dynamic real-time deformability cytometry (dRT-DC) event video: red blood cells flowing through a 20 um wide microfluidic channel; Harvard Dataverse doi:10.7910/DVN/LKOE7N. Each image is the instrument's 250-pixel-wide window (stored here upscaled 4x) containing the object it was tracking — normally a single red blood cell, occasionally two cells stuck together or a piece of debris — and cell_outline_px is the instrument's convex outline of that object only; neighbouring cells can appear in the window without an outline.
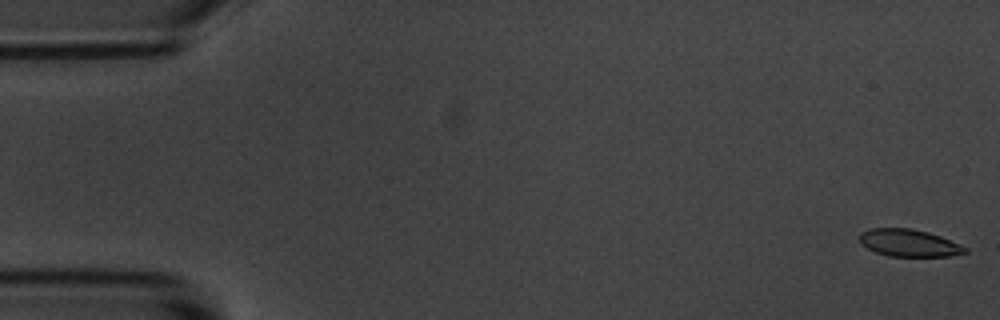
{"species": "common noctule bat (a hibernating species)", "species_latin": "Nyctalus noctula", "temperature_condition": "room temperature", "stored_images_in_passage": 4, "camera_frame_rate_fps": 3000, "um_per_image_px": 0.085, "animal": {"sex": "male", "body_mass_g": 20.1, "forearm_length_mm": 53.5}, "frame": {"image": 1, "passage_image": 1, "time_ms": 0.0, "image_size_px": [1000, 320], "cell_outline_px": [[968, 252], [952, 256], [888, 256], [876, 252], [860, 244], [856, 236], [860, 232], [872, 228], [912, 228], [928, 232], [940, 236], [960, 244], [968, 248]], "centroid_in_image_um": [77.23, 20.64], "position_along_channel_um": 7.8, "area_um2": 16.99}}
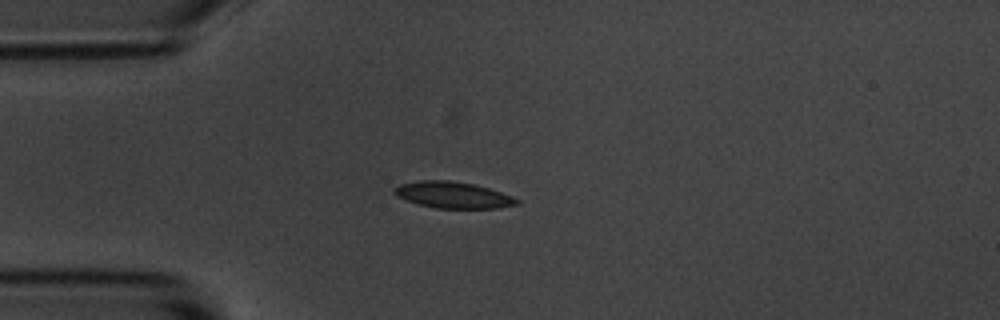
{"frame": {"image": 2, "passage_image": 4, "time_ms": 4.333, "image_size_px": [1000, 320], "cell_outline_px": [[520, 204], [496, 208], [436, 208], [420, 204], [396, 196], [392, 192], [400, 184], [420, 180], [448, 180], [472, 184], [488, 188], [512, 196], [520, 200]], "centroid_in_image_um": [38.52, 16.57], "position_along_channel_um": 46.5, "area_um2": 18.61}}